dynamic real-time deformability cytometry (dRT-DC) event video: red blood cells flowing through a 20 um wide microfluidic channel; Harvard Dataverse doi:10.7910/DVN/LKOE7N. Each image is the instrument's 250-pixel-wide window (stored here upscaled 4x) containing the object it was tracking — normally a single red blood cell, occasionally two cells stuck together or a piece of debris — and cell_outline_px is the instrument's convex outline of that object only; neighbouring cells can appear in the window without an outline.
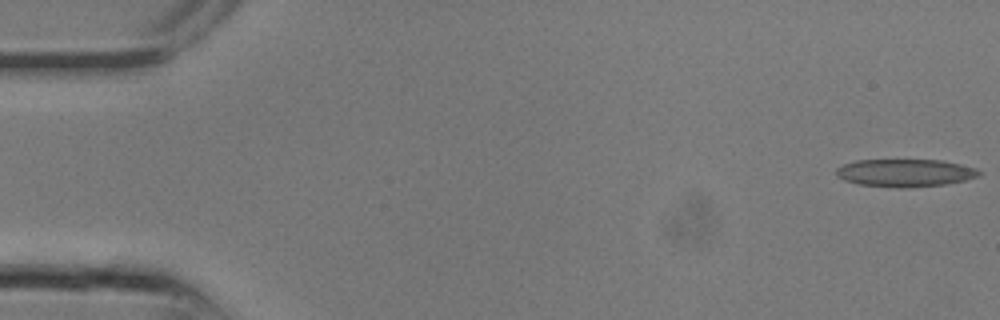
{"species": "common noctule bat (a hibernating species)", "species_latin": "Nyctalus noctula", "temperature_condition": "room temperature", "stored_images_in_passage": 5, "camera_frame_rate_fps": 3000, "um_per_image_px": 0.085, "animal": {"sex": "male", "body_mass_g": 13.3}, "frame": {"image": 1, "passage_image": 1, "time_ms": 0.0, "image_size_px": [1000, 320], "cell_outline_px": [[980, 176], [964, 180], [944, 184], [908, 188], [896, 188], [860, 184], [844, 180], [836, 176], [836, 168], [844, 164], [856, 160], [940, 160], [960, 164], [976, 168], [980, 172]], "centroid_in_image_um": [76.91, 14.69], "position_along_channel_um": 8.1, "area_um2": 23.0}}